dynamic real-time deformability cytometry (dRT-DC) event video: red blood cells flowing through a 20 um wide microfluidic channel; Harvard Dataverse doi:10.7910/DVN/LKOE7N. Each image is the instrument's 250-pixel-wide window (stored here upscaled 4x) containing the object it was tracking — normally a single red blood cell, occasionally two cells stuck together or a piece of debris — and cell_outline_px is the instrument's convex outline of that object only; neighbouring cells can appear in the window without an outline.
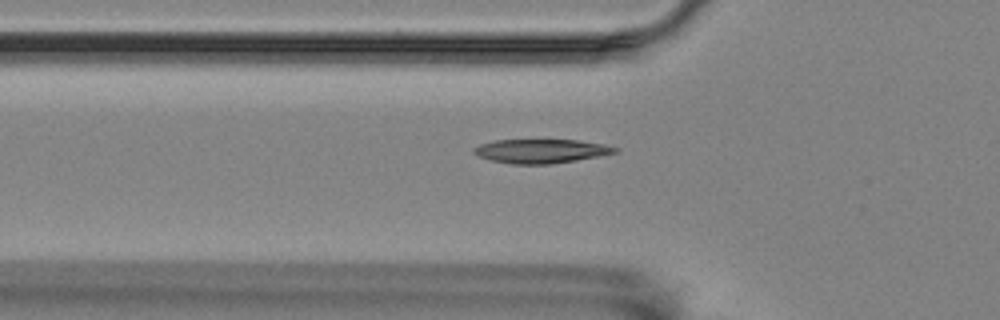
{"species": "Egyptian fruit bat (a non-hibernating species)", "species_latin": "Rousettus aegyptiacus", "temperature_condition": "room temperature", "stored_images_in_passage": 57, "camera_frame_rate_fps": 3000, "um_per_image_px": 0.085, "animal": {"sex": "female"}, "frame": {"image": 1, "passage_image": 19, "time_ms": 6.0, "image_size_px": [1000, 320], "cell_outline_px": [[620, 148], [616, 152], [600, 156], [552, 164], [512, 164], [492, 160], [480, 156], [472, 152], [472, 148], [480, 144], [496, 140], [580, 140], [604, 144]], "centroid_in_image_um": [46.01, 12.84], "position_along_channel_um": 79.8, "area_um2": 19.71}}
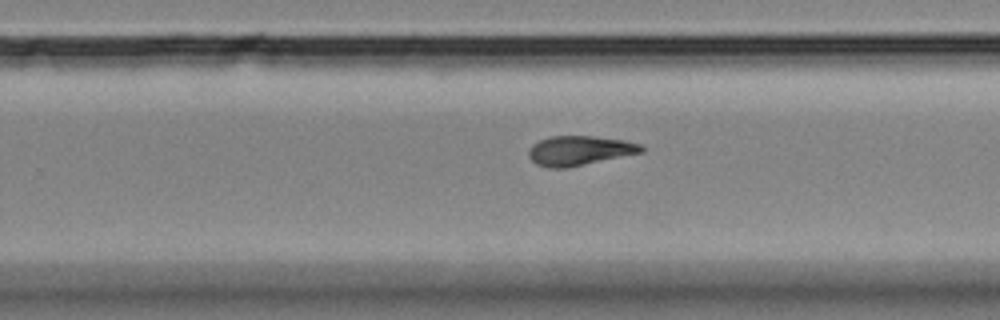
{"frame": {"image": 2, "passage_image": 36, "time_ms": 11.667, "image_size_px": [1000, 320], "cell_outline_px": [[644, 152], [564, 168], [548, 168], [536, 164], [528, 156], [528, 148], [532, 144], [548, 136], [592, 136], [624, 140], [640, 144], [644, 148]], "centroid_in_image_um": [49.22, 12.79], "position_along_channel_um": 280.6, "area_um2": 19.36}}
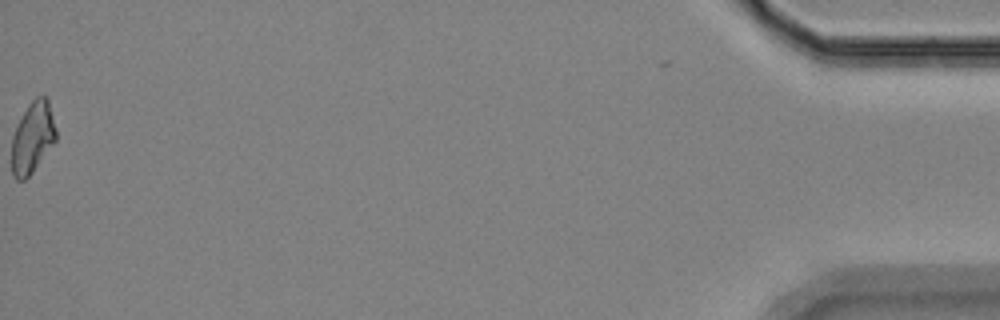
{"frame": {"image": 3, "passage_image": 57, "time_ms": 18.667, "image_size_px": [1000, 320], "cell_outline_px": [[56, 140], [32, 172], [24, 180], [16, 180], [12, 176], [12, 136], [28, 104], [36, 96], [44, 96], [48, 100], [56, 128]], "centroid_in_image_um": [2.77, 11.7], "position_along_channel_um": 432.4, "area_um2": 18.15}}